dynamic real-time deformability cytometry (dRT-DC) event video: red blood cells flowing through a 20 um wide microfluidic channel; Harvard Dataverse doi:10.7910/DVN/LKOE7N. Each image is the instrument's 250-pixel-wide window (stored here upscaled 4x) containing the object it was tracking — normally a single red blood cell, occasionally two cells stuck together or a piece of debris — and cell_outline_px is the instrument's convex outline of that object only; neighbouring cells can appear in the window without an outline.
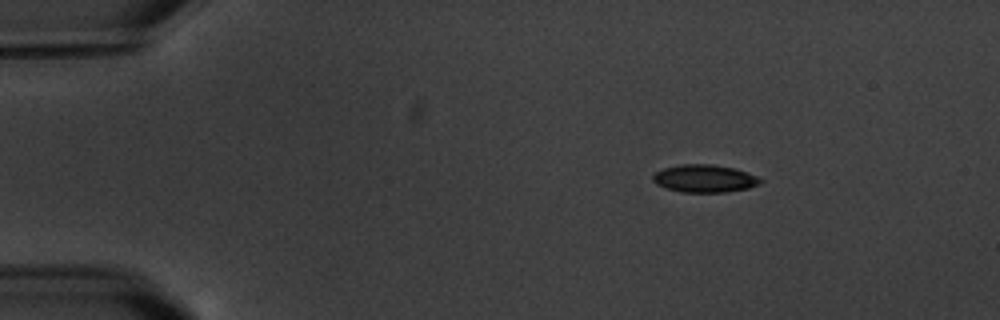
{"species": "common noctule bat (a hibernating species)", "species_latin": "Nyctalus noctula", "temperature_condition": "warm", "stored_images_in_passage": 4, "camera_frame_rate_fps": 3000, "um_per_image_px": 0.085, "animal": {"sex": "male", "body_mass_g": 20.1, "forearm_length_mm": 53.5}, "frame": {"image": 1, "passage_image": 1, "time_ms": 0.0, "image_size_px": [1000, 320], "cell_outline_px": [[764, 180], [760, 184], [748, 188], [724, 192], [680, 192], [656, 184], [652, 180], [652, 176], [656, 172], [664, 168], [680, 164], [712, 164], [732, 168], [748, 172]], "centroid_in_image_um": [59.89, 15.17], "position_along_channel_um": 25.1, "area_um2": 17.28}}
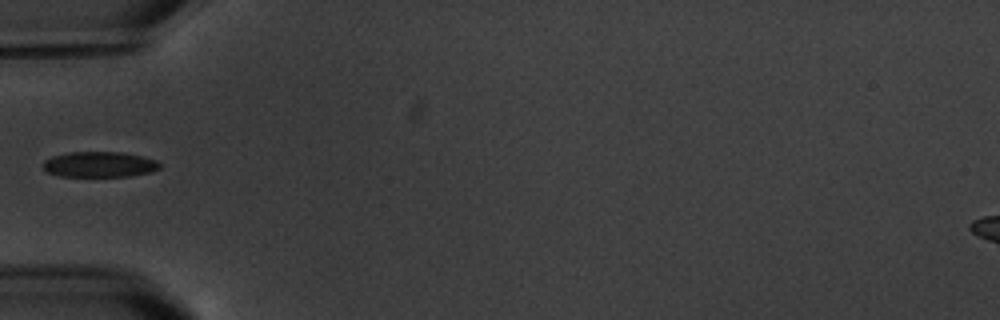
{"frame": {"image": 2, "passage_image": 4, "time_ms": 3.667, "image_size_px": [1000, 320], "cell_outline_px": [[160, 168], [152, 172], [128, 176], [60, 176], [48, 172], [44, 168], [44, 160], [52, 156], [72, 152], [120, 152], [144, 156], [156, 160], [160, 164]], "centroid_in_image_um": [8.49, 13.97], "position_along_channel_um": 76.5, "area_um2": 17.28}}